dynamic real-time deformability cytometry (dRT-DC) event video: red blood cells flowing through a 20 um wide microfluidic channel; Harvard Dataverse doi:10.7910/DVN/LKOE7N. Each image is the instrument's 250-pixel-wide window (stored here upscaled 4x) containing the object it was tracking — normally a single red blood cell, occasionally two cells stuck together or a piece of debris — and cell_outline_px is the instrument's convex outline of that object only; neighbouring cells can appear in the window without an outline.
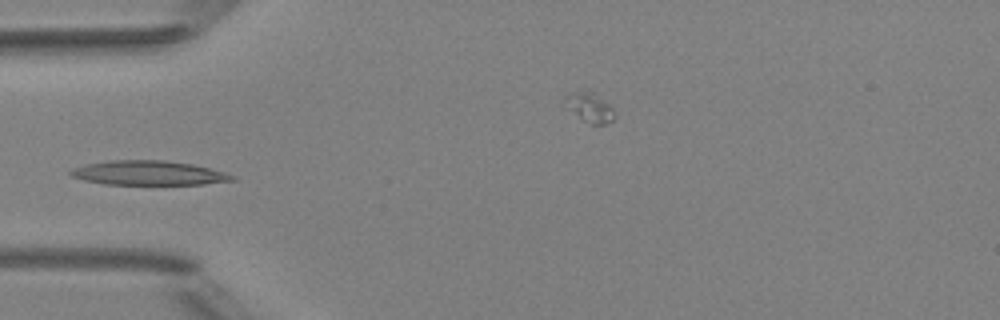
{"species": "Egyptian fruit bat (a non-hibernating species)", "species_latin": "Rousettus aegyptiacus", "temperature_condition": "room temperature", "stored_images_in_passage": 5, "camera_frame_rate_fps": 3000, "um_per_image_px": 0.085, "animal": {"sex": "female"}, "frame": {"image": 1, "passage_image": 3, "time_ms": 2.333, "image_size_px": [1000, 320], "cell_outline_px": [[236, 180], [204, 184], [104, 184], [84, 180], [72, 176], [68, 172], [72, 168], [84, 164], [112, 160], [164, 160], [192, 164], [224, 172], [236, 176]], "centroid_in_image_um": [12.61, 14.7], "position_along_channel_um": 72.4, "area_um2": 22.89}}
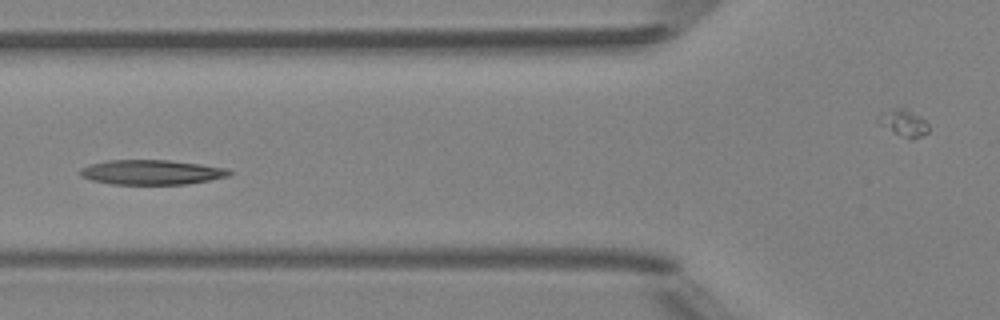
{"frame": {"image": 2, "passage_image": 4, "time_ms": 3.333, "image_size_px": [1000, 320], "cell_outline_px": [[232, 172], [228, 176], [208, 180], [184, 184], [112, 184], [92, 180], [80, 176], [76, 172], [80, 168], [88, 164], [104, 160], [168, 160], [200, 164], [228, 168]], "centroid_in_image_um": [12.8, 14.63], "position_along_channel_um": 113.0, "area_um2": 21.62}}